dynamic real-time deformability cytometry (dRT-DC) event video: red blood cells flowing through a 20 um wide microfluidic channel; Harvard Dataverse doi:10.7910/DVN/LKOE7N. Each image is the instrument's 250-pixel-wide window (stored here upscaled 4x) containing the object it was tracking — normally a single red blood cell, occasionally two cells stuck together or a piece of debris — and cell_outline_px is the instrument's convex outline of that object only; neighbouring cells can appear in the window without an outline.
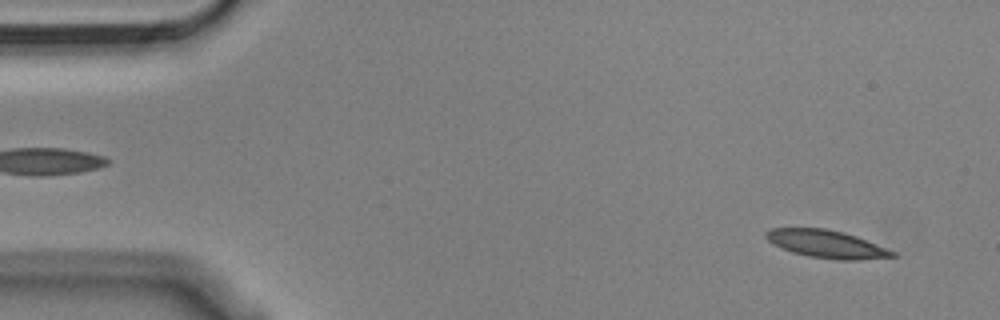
{"species": "Egyptian fruit bat (a non-hibernating species)", "species_latin": "Rousettus aegyptiacus", "temperature_condition": "cold", "stored_images_in_passage": 51, "camera_frame_rate_fps": 3000, "um_per_image_px": 0.085, "animal": {"sex": "male"}, "frame": {"image": 1, "passage_image": 3, "time_ms": 0.667, "image_size_px": [1000, 320], "cell_outline_px": [[896, 256], [860, 260], [836, 260], [808, 256], [792, 252], [768, 240], [764, 236], [764, 232], [768, 228], [824, 228], [844, 232], [856, 236], [896, 252]], "centroid_in_image_um": [70.25, 20.74], "position_along_channel_um": 14.8, "area_um2": 20.35}}
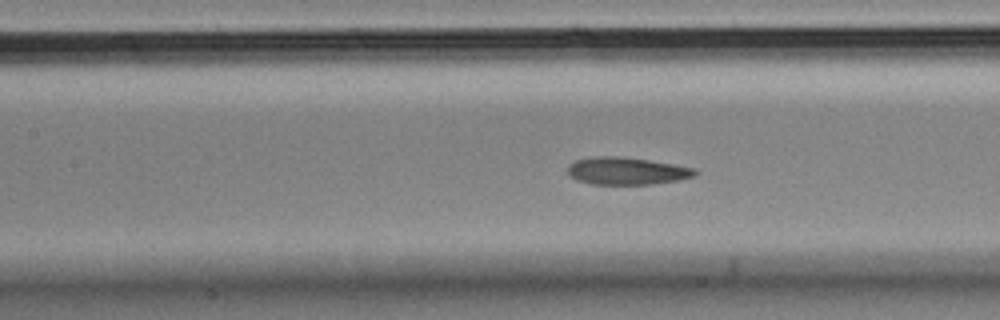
{"frame": {"image": 2, "passage_image": 23, "time_ms": 7.333, "image_size_px": [1000, 320], "cell_outline_px": [[700, 172], [696, 176], [680, 180], [652, 184], [592, 184], [576, 180], [568, 176], [568, 164], [576, 160], [592, 156], [620, 156], [648, 160], [696, 168]], "centroid_in_image_um": [53.28, 14.53], "position_along_channel_um": 154.1, "area_um2": 20.58}}
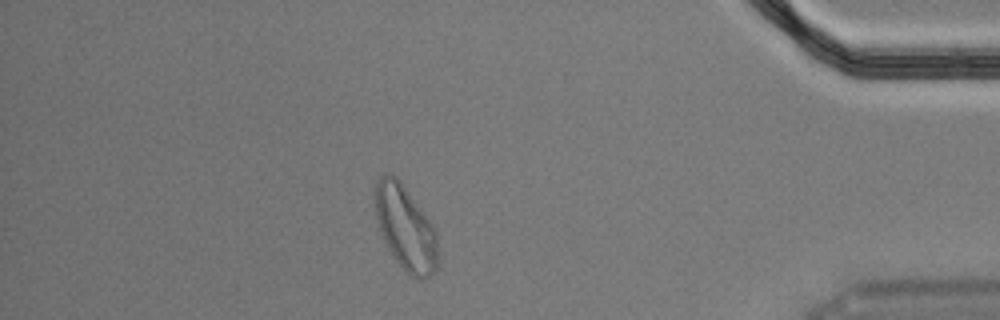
{"frame": {"image": 3, "passage_image": 47, "time_ms": 15.333, "image_size_px": [1000, 320], "cell_outline_px": [[436, 272], [432, 276], [424, 280], [420, 280], [412, 276], [392, 256], [384, 240], [376, 216], [376, 180], [384, 172], [396, 176], [400, 180], [436, 228]], "centroid_in_image_um": [34.48, 19.36], "position_along_channel_um": 400.7, "area_um2": 30.63}, "authors_computed_cell_mechanics": {"area_um2": 21.0392, "velocity_mm_per_s": 3.6012, "shape_relaxation_time_tau1_ms": 3.9807, "shape_relaxation_time_tau2_ms": 1.6456, "deformation_change_tau1": 0.1481, "deformation_change_tau2": 0.0767}}